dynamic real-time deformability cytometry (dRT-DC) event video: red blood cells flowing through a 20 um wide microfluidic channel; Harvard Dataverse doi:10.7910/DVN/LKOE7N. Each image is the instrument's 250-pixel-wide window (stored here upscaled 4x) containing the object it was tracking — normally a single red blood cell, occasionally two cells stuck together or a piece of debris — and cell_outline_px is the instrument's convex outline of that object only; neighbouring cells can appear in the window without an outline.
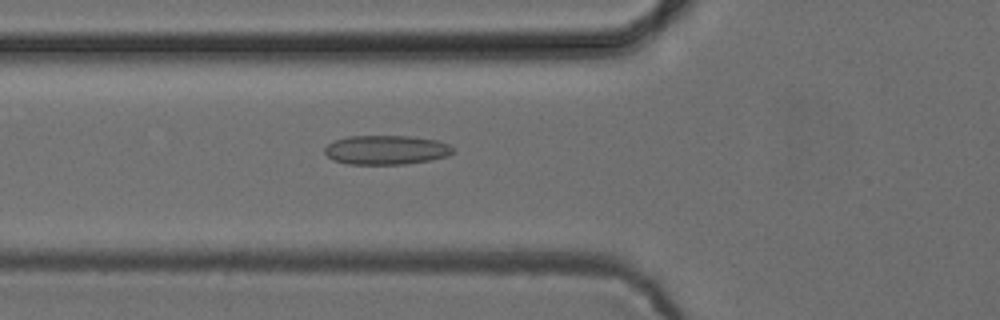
{"species": "common noctule bat (a hibernating species)", "species_latin": "Nyctalus noctula", "temperature_condition": "cold", "stored_images_in_passage": 52, "camera_frame_rate_fps": 3000, "um_per_image_px": 0.085, "animal": {"sex": "female", "body_mass_g": 24.6, "forearm_length_mm": 56.2}, "frame": {"image": 1, "passage_image": 19, "time_ms": 6.0, "image_size_px": [1000, 320], "cell_outline_px": [[456, 152], [448, 156], [428, 160], [404, 164], [348, 164], [332, 160], [324, 152], [324, 148], [328, 144], [336, 140], [348, 136], [412, 136], [436, 140], [448, 144], [456, 148]], "centroid_in_image_um": [32.85, 12.74], "position_along_channel_um": 92.9, "area_um2": 21.96}}
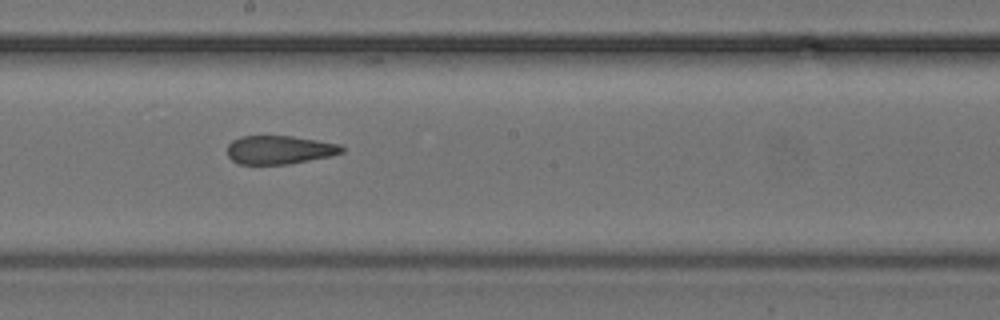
{"frame": {"image": 2, "passage_image": 29, "time_ms": 9.333, "image_size_px": [1000, 320], "cell_outline_px": [[344, 152], [328, 156], [288, 164], [240, 164], [232, 160], [228, 156], [228, 144], [232, 140], [240, 136], [292, 136], [340, 144], [344, 148]], "centroid_in_image_um": [23.73, 12.73], "position_along_channel_um": 224.5, "area_um2": 18.9}}
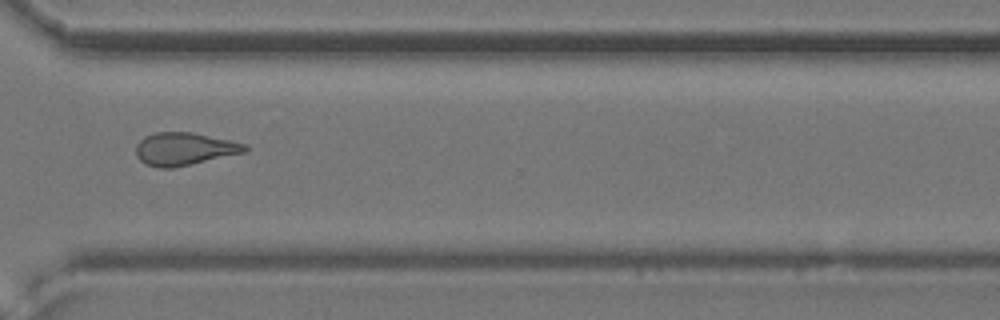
{"frame": {"image": 3, "passage_image": 39, "time_ms": 12.667, "image_size_px": [1000, 320], "cell_outline_px": [[248, 152], [172, 168], [160, 168], [144, 164], [136, 156], [136, 144], [144, 136], [156, 132], [192, 132], [248, 144]], "centroid_in_image_um": [15.68, 12.66], "position_along_channel_um": 354.9, "area_um2": 20.98}, "authors_computed_cell_mechanics": {"area_um2": 20.9814, "velocity_mm_per_s": 3.9258, "shape_relaxation_time_tau1_ms": null, "shape_relaxation_time_tau2_ms": 2.4326, "deformation_change_tau1": null, "deformation_change_tau2": 0.1073}}